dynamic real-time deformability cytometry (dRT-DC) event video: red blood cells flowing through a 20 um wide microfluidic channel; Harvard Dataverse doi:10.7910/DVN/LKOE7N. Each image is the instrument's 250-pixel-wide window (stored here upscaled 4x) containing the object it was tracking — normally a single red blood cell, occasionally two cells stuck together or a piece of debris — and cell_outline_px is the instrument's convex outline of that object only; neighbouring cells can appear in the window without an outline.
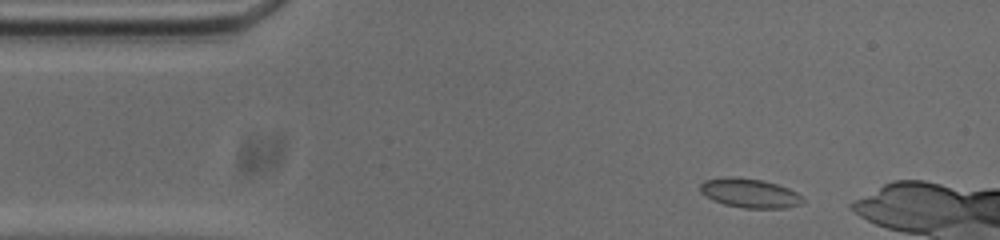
{"species": "common noctule bat (a hibernating species)", "species_latin": "Nyctalus noctula", "temperature_condition": "cold", "stored_images_in_passage": 52, "camera_frame_rate_fps": 3000, "um_per_image_px": 0.085, "animal": {"sex": "male", "body_mass_g": 20.0, "forearm_length_mm": 53.3}, "frame": {"image": 1, "passage_image": 4, "time_ms": 1.0, "image_size_px": [1000, 240], "cell_outline_px": [[804, 200], [800, 204], [784, 208], [744, 208], [724, 204], [712, 200], [704, 196], [700, 192], [700, 184], [704, 180], [728, 176], [732, 176], [760, 180], [776, 184], [788, 188], [804, 196]], "centroid_in_image_um": [63.7, 16.42], "position_along_channel_um": 21.3, "area_um2": 17.51}}
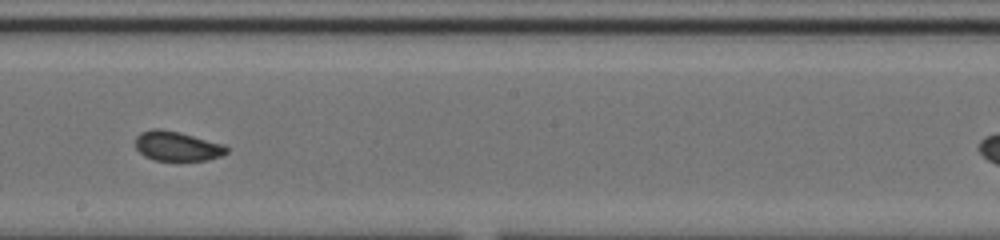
{"frame": {"image": 2, "passage_image": 26, "time_ms": 8.333, "image_size_px": [1000, 240], "cell_outline_px": [[228, 152], [220, 156], [208, 160], [156, 160], [144, 156], [136, 148], [136, 136], [140, 132], [152, 128], [160, 128], [180, 132], [224, 144], [228, 148]], "centroid_in_image_um": [15.05, 12.41], "position_along_channel_um": 233.2, "area_um2": 15.78}}
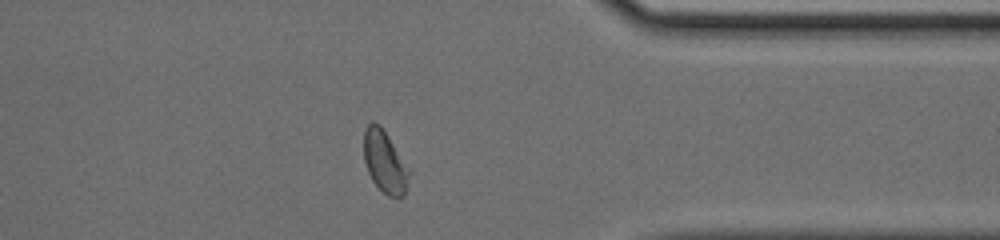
{"frame": {"image": 3, "passage_image": 39, "time_ms": 12.667, "image_size_px": [1000, 240], "cell_outline_px": [[408, 176], [404, 196], [388, 196], [372, 180], [368, 172], [364, 160], [364, 132], [368, 124], [372, 120], [380, 124], [388, 136], [408, 168]], "centroid_in_image_um": [32.67, 13.71], "position_along_channel_um": 378.7, "area_um2": 15.9}, "authors_computed_cell_mechanics": {"area_um2": 16.5886, "velocity_mm_per_s": 3.7162, "shape_relaxation_time_tau1_ms": 4.151, "shape_relaxation_time_tau2_ms": 1.3996, "deformation_change_tau1": 0.0635, "deformation_change_tau2": 0.0465}}